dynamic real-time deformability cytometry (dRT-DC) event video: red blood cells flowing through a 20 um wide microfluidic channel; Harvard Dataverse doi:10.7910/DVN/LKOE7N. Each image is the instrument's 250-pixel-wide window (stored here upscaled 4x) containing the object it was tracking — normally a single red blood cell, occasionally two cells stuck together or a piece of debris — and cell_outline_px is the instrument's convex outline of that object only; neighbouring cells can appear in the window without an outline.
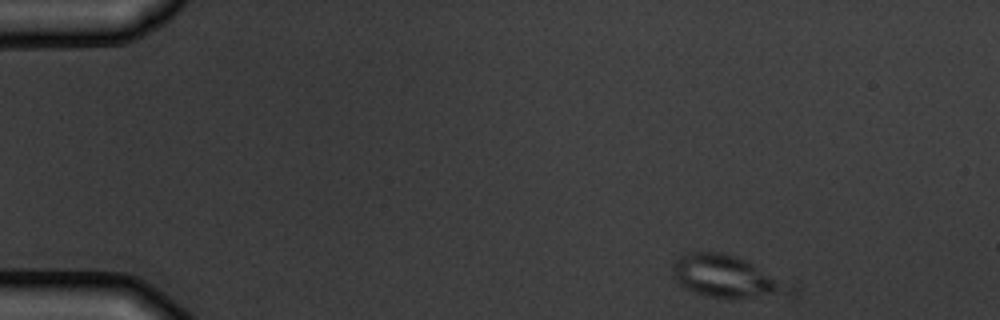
{"species": "common noctule bat (a hibernating species)", "species_latin": "Nyctalus noctula", "temperature_condition": "warm", "stored_images_in_passage": 6, "camera_frame_rate_fps": 3000, "um_per_image_px": 0.085, "animal": {"sex": "male", "body_mass_g": 19.5, "forearm_length_mm": 54.6}, "frame": {"image": 1, "passage_image": 6, "time_ms": 6.0, "image_size_px": [1000, 320], "cell_outline_px": [[796, 296], [708, 296], [696, 292], [680, 284], [672, 276], [672, 264], [680, 256], [692, 252], [724, 252], [736, 256], [796, 284]], "centroid_in_image_um": [61.89, 23.5], "position_along_channel_um": 23.1, "area_um2": 28.78}}